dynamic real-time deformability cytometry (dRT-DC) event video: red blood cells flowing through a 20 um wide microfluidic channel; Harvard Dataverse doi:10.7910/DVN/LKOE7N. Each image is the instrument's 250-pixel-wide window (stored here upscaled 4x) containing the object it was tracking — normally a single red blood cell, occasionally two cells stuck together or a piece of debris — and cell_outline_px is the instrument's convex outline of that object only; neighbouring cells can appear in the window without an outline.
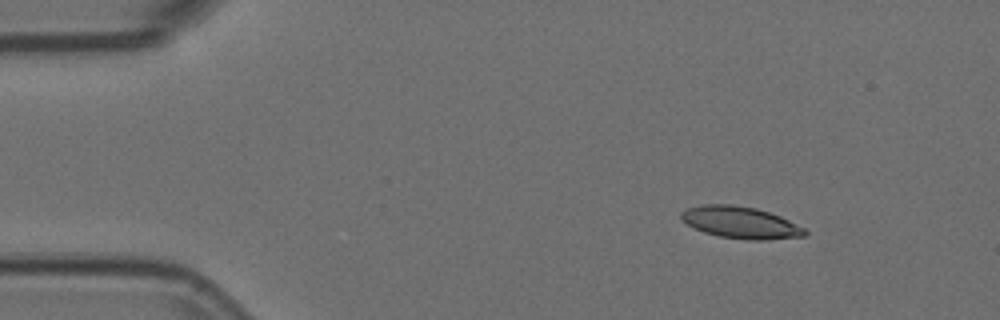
{"species": "Egyptian fruit bat (a non-hibernating species)", "species_latin": "Rousettus aegyptiacus", "temperature_condition": "room temperature", "stored_images_in_passage": 4, "camera_frame_rate_fps": 3000, "um_per_image_px": 0.085, "animal": {"sex": "female"}, "frame": {"image": 1, "passage_image": 2, "time_ms": 0.333, "image_size_px": [1000, 320], "cell_outline_px": [[808, 232], [804, 236], [764, 240], [748, 240], [720, 236], [704, 232], [688, 224], [680, 216], [680, 212], [688, 208], [704, 204], [732, 204], [756, 208], [780, 216], [804, 228]], "centroid_in_image_um": [62.95, 18.91], "position_along_channel_um": 22.0, "area_um2": 22.72}}
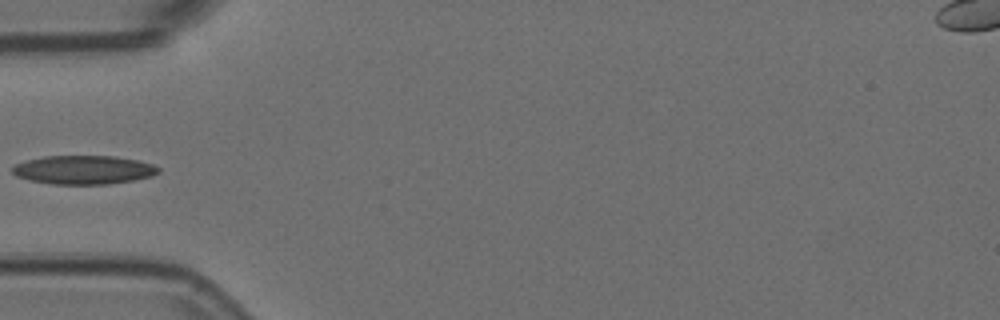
{"frame": {"image": 2, "passage_image": 4, "time_ms": 1.0, "image_size_px": [1000, 320], "cell_outline_px": [[160, 172], [152, 176], [132, 180], [108, 184], [52, 184], [28, 180], [16, 176], [12, 172], [12, 168], [16, 164], [28, 160], [44, 156], [116, 156], [140, 160], [152, 164], [160, 168]], "centroid_in_image_um": [7.13, 14.43], "position_along_channel_um": 77.9, "area_um2": 24.51}}